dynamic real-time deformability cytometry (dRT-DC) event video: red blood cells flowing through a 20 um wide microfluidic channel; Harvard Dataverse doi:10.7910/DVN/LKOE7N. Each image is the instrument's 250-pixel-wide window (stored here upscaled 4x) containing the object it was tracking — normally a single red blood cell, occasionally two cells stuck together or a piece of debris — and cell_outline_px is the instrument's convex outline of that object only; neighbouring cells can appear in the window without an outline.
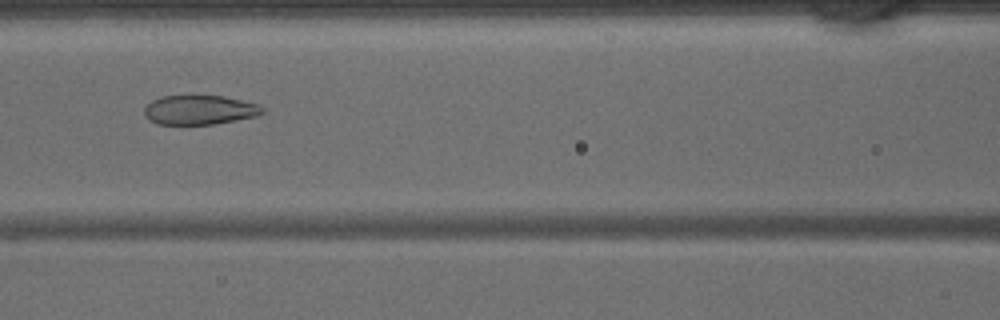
{"species": "common noctule bat (a hibernating species)", "species_latin": "Nyctalus noctula", "temperature_condition": "warm", "stored_images_in_passage": 44, "camera_frame_rate_fps": 3000, "um_per_image_px": 0.085, "animal": {"sex": "male", "body_mass_g": 15.6}, "frame": {"image": 1, "passage_image": 19, "time_ms": 6.0, "image_size_px": [1000, 320], "cell_outline_px": [[264, 112], [256, 116], [236, 120], [212, 124], [156, 124], [144, 112], [144, 108], [152, 100], [160, 96], [224, 96], [260, 104], [264, 108]], "centroid_in_image_um": [17.0, 9.33], "position_along_channel_um": 149.6, "area_um2": 20.06}}
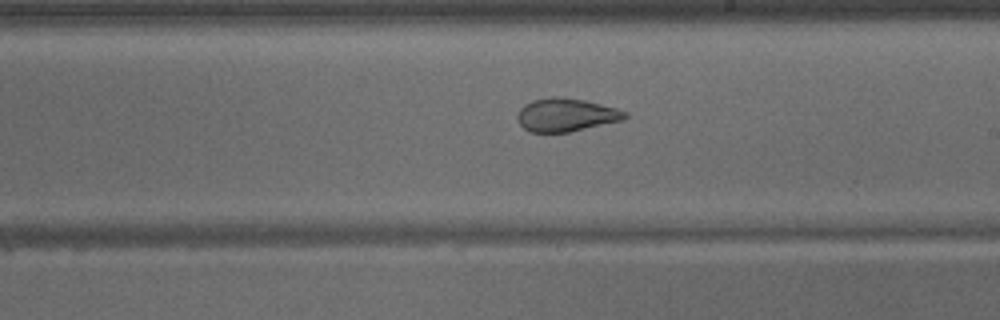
{"frame": {"image": 2, "passage_image": 25, "time_ms": 8.0, "image_size_px": [1000, 320], "cell_outline_px": [[628, 116], [624, 120], [568, 132], [532, 132], [524, 128], [520, 124], [516, 116], [520, 108], [524, 104], [532, 100], [548, 96], [560, 96], [584, 100], [616, 108], [628, 112]], "centroid_in_image_um": [48.11, 9.75], "position_along_channel_um": 240.9, "area_um2": 20.92}}
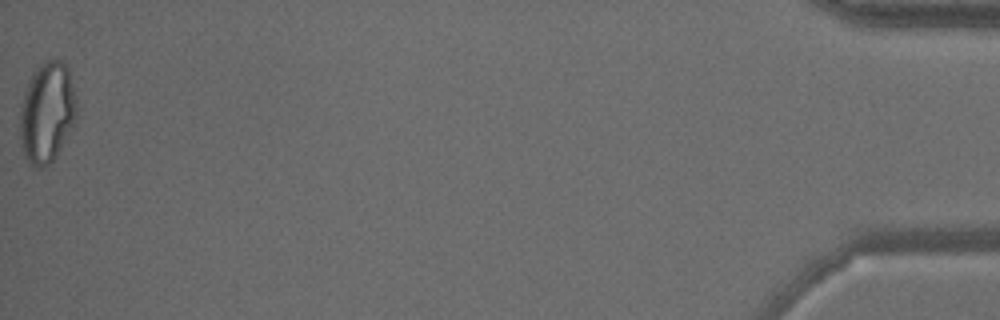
{"frame": {"image": 3, "passage_image": 44, "time_ms": 14.333, "image_size_px": [1000, 320], "cell_outline_px": [[76, 112], [72, 128], [56, 156], [44, 168], [36, 168], [28, 164], [24, 156], [20, 144], [20, 104], [28, 80], [36, 68], [48, 60], [60, 60], [68, 68], [76, 100]], "centroid_in_image_um": [3.96, 9.6], "position_along_channel_um": 431.2, "area_um2": 33.29}}